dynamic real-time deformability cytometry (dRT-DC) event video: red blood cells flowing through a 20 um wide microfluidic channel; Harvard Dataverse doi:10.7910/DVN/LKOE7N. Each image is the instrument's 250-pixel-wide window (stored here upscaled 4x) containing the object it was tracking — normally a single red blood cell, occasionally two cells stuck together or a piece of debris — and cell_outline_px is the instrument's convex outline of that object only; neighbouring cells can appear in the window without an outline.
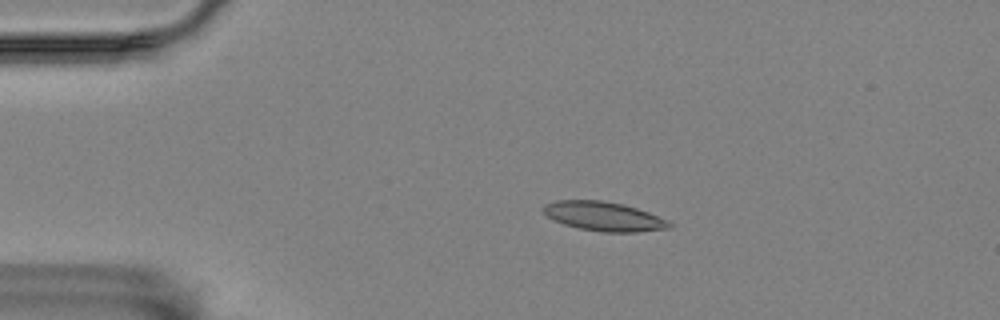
{"species": "Egyptian fruit bat (a non-hibernating species)", "species_latin": "Rousettus aegyptiacus", "temperature_condition": "room temperature", "stored_images_in_passage": 57, "camera_frame_rate_fps": 3000, "um_per_image_px": 0.085, "animal": {"sex": "female"}, "frame": {"image": 1, "passage_image": 12, "time_ms": 3.667, "image_size_px": [1000, 320], "cell_outline_px": [[672, 228], [636, 232], [600, 232], [576, 228], [552, 220], [544, 212], [544, 204], [556, 200], [604, 200], [624, 204], [648, 212], [668, 220], [672, 224]], "centroid_in_image_um": [51.33, 18.39], "position_along_channel_um": 33.7, "area_um2": 21.62}}
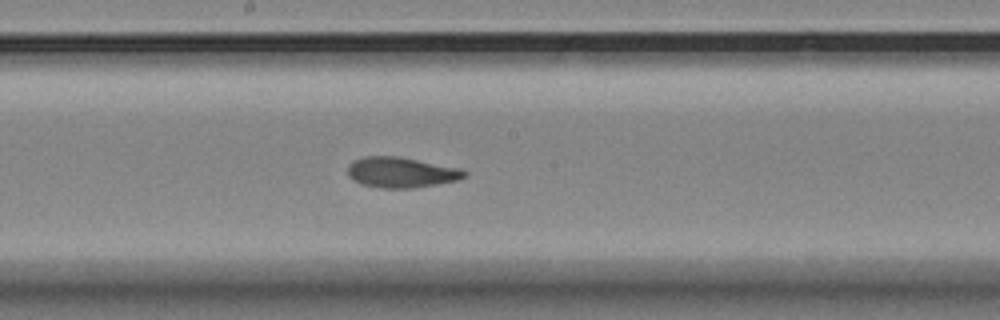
{"frame": {"image": 2, "passage_image": 31, "time_ms": 10.0, "image_size_px": [1000, 320], "cell_outline_px": [[468, 176], [460, 180], [412, 188], [380, 188], [360, 184], [352, 180], [348, 176], [348, 164], [352, 160], [364, 156], [396, 156], [464, 168], [468, 172]], "centroid_in_image_um": [34.12, 14.65], "position_along_channel_um": 214.1, "area_um2": 21.15}}
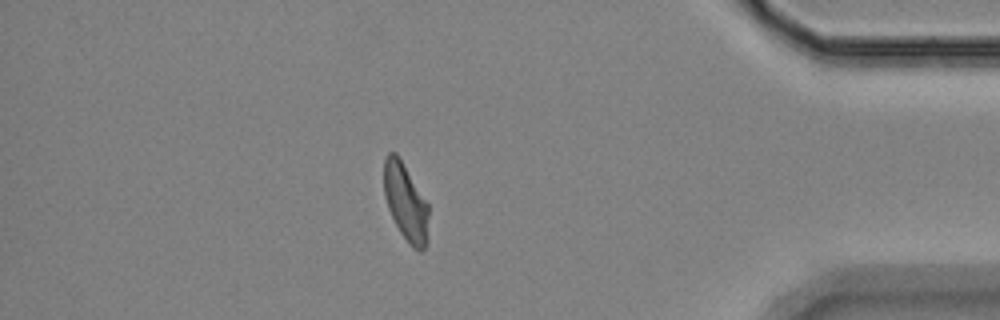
{"frame": {"image": 3, "passage_image": 50, "time_ms": 16.333, "image_size_px": [1000, 320], "cell_outline_px": [[428, 240], [424, 248], [420, 252], [412, 248], [400, 232], [388, 208], [384, 196], [384, 160], [388, 152], [396, 152], [428, 204]], "centroid_in_image_um": [34.48, 17.21], "position_along_channel_um": 400.7, "area_um2": 20.0}, "authors_computed_cell_mechanics": {"area_um2": 20.9814, "velocity_mm_per_s": 3.514, "shape_relaxation_time_tau1_ms": 7.3662, "shape_relaxation_time_tau2_ms": 2.3111, "deformation_change_tau1": 0.2288, "deformation_change_tau2": 0.0875}}